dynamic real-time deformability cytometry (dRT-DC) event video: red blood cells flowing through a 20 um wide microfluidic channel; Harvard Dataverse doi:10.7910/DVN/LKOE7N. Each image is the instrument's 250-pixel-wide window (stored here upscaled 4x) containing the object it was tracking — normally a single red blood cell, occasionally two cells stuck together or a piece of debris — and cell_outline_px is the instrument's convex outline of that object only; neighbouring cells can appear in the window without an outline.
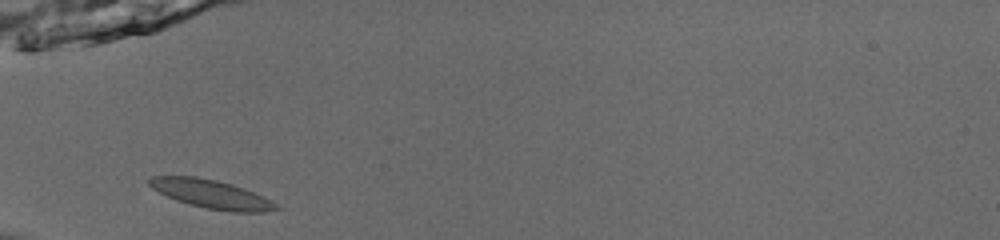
{"species": "common noctule bat (a hibernating species)", "species_latin": "Nyctalus noctula", "temperature_condition": "room temperature", "stored_images_in_passage": 31, "camera_frame_rate_fps": 3000, "um_per_image_px": 0.085, "animal": {"sex": "male", "body_mass_g": 13.0, "forearm_length_mm": 53.1}, "frame": {"image": 1, "passage_image": 1, "time_ms": 0.0, "image_size_px": [1000, 240], "cell_outline_px": [[280, 208], [268, 212], [232, 212], [208, 208], [176, 200], [152, 188], [148, 184], [148, 180], [152, 176], [196, 176], [216, 180], [232, 184], [244, 188], [272, 200]], "centroid_in_image_um": [18.0, 16.49], "position_along_channel_um": 67.0, "area_um2": 20.92}}
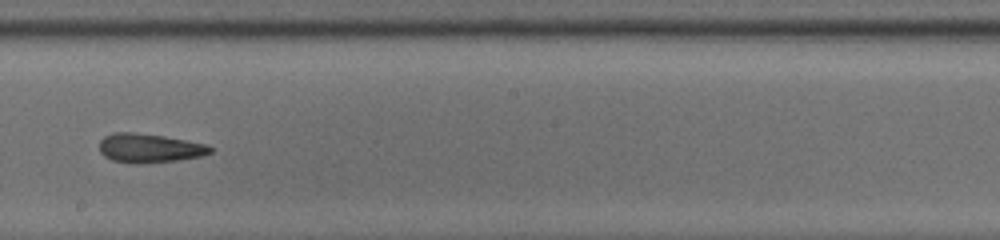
{"frame": {"image": 2, "passage_image": 14, "time_ms": 4.333, "image_size_px": [1000, 240], "cell_outline_px": [[216, 148], [212, 152], [200, 156], [176, 160], [140, 164], [136, 164], [112, 160], [104, 156], [100, 152], [100, 140], [104, 136], [116, 132], [132, 132], [164, 136], [208, 144]], "centroid_in_image_um": [12.72, 12.59], "position_along_channel_um": 235.5, "area_um2": 18.84}}
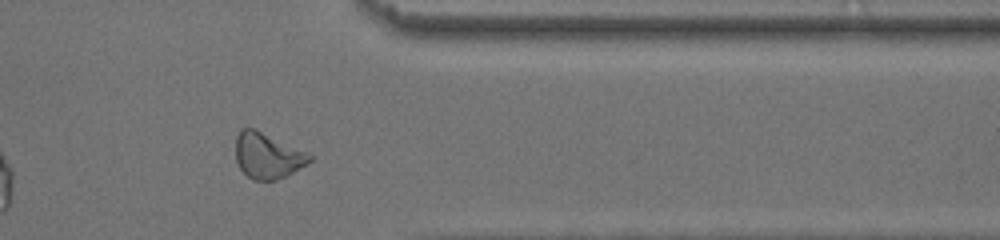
{"frame": {"image": 3, "passage_image": 26, "time_ms": 8.333, "image_size_px": [1000, 240], "cell_outline_px": [[312, 160], [292, 172], [276, 180], [252, 180], [240, 168], [236, 160], [236, 136], [240, 128], [256, 128], [312, 156]], "centroid_in_image_um": [22.68, 13.22], "position_along_channel_um": 388.7, "area_um2": 19.31}, "authors_computed_cell_mechanics": {"area_um2": 18.6116, "velocity_mm_per_s": 3.9415, "shape_relaxation_time_tau1_ms": null, "shape_relaxation_time_tau2_ms": 5.2907, "deformation_change_tau1": null, "deformation_change_tau2": 0.1125}}